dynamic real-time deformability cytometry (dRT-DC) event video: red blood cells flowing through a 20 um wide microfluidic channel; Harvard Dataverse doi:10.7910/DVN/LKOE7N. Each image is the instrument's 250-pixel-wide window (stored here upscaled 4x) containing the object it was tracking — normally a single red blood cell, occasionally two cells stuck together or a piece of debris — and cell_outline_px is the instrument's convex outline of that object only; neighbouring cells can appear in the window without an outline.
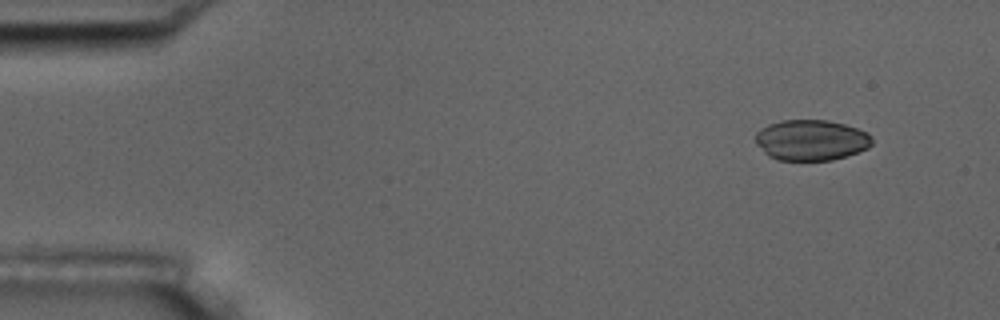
{"species": "common noctule bat (a hibernating species)", "species_latin": "Nyctalus noctula", "temperature_condition": "room temperature", "stored_images_in_passage": 6, "camera_frame_rate_fps": 3000, "um_per_image_px": 0.085, "animal": {"sex": "male", "body_mass_g": 17.5, "forearm_length_mm": 52.3}, "frame": {"image": 1, "passage_image": 2, "time_ms": 1.0, "image_size_px": [1000, 320], "cell_outline_px": [[872, 144], [868, 148], [832, 160], [780, 160], [768, 156], [756, 144], [756, 132], [760, 128], [768, 124], [780, 120], [828, 120], [844, 124], [868, 132], [872, 136]], "centroid_in_image_um": [68.93, 11.9], "position_along_channel_um": 16.1, "area_um2": 27.69}}
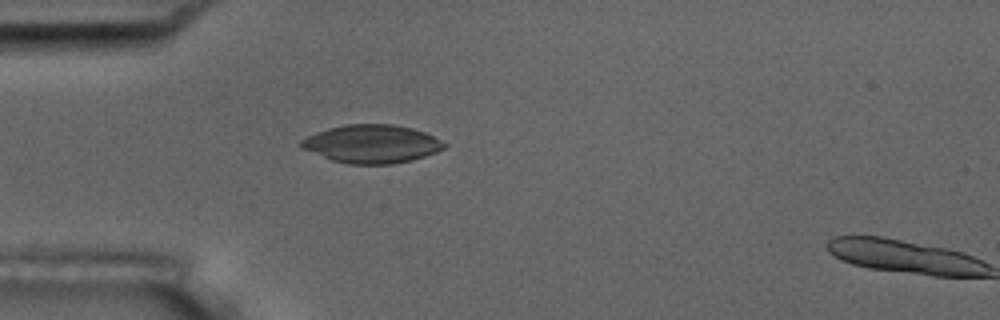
{"frame": {"image": 2, "passage_image": 5, "time_ms": 4.667, "image_size_px": [1000, 320], "cell_outline_px": [[448, 144], [444, 148], [436, 152], [424, 156], [392, 164], [348, 164], [332, 160], [300, 148], [300, 140], [316, 132], [328, 128], [344, 124], [392, 124], [412, 128], [424, 132]], "centroid_in_image_um": [31.57, 12.22], "position_along_channel_um": 53.4, "area_um2": 31.73}}